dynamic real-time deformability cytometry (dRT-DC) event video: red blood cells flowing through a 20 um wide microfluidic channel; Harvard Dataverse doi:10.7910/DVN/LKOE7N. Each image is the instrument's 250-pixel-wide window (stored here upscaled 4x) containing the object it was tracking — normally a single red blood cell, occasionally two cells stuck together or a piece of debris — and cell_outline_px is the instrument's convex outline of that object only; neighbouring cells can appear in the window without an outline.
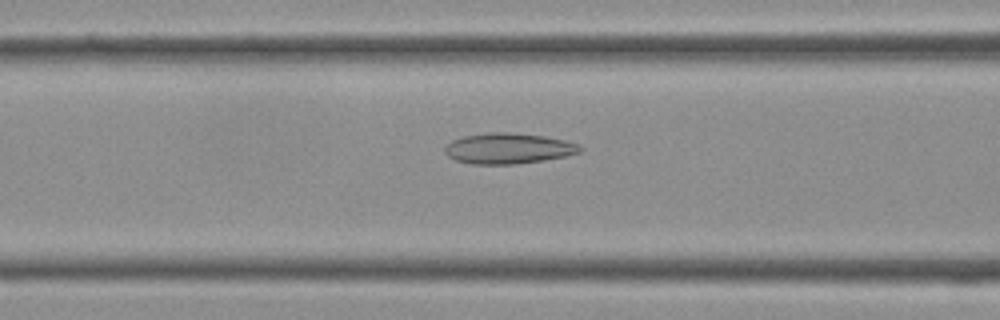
{"species": "Egyptian fruit bat (a non-hibernating species)", "species_latin": "Rousettus aegyptiacus", "temperature_condition": "cold", "stored_images_in_passage": 39, "camera_frame_rate_fps": 3000, "um_per_image_px": 0.085, "frame": {"image": 1, "passage_image": 15, "time_ms": 4.667, "image_size_px": [1000, 320], "cell_outline_px": [[584, 148], [580, 152], [564, 156], [544, 160], [516, 164], [472, 164], [456, 160], [448, 156], [444, 152], [444, 148], [452, 140], [464, 136], [492, 132], [508, 132], [544, 136], [564, 140], [576, 144]], "centroid_in_image_um": [43.19, 12.62], "position_along_channel_um": 123.4, "area_um2": 23.99}}
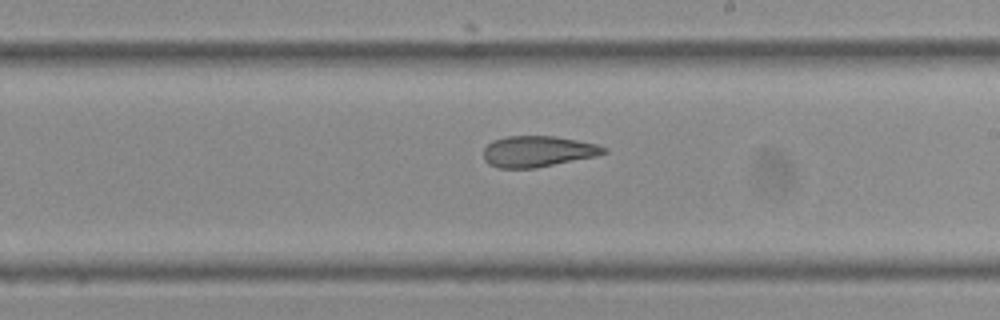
{"frame": {"image": 2, "passage_image": 22, "time_ms": 7.0, "image_size_px": [1000, 320], "cell_outline_px": [[608, 152], [596, 156], [536, 168], [496, 168], [488, 164], [484, 160], [484, 148], [492, 140], [504, 136], [556, 136], [596, 144], [608, 148]], "centroid_in_image_um": [45.69, 12.87], "position_along_channel_um": 243.3, "area_um2": 21.91}}
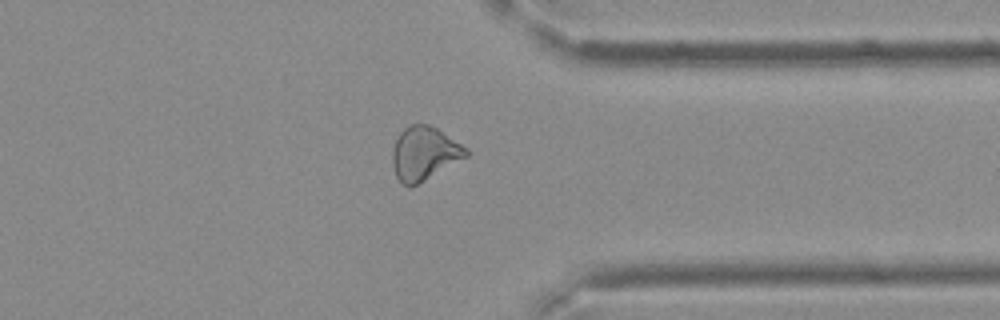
{"frame": {"image": 3, "passage_image": 30, "time_ms": 9.667, "image_size_px": [1000, 320], "cell_outline_px": [[472, 152], [468, 156], [424, 180], [408, 188], [396, 176], [392, 164], [392, 152], [396, 140], [400, 132], [408, 124], [428, 124], [436, 128], [468, 148]], "centroid_in_image_um": [36.07, 13.03], "position_along_channel_um": 375.3, "area_um2": 22.83}}